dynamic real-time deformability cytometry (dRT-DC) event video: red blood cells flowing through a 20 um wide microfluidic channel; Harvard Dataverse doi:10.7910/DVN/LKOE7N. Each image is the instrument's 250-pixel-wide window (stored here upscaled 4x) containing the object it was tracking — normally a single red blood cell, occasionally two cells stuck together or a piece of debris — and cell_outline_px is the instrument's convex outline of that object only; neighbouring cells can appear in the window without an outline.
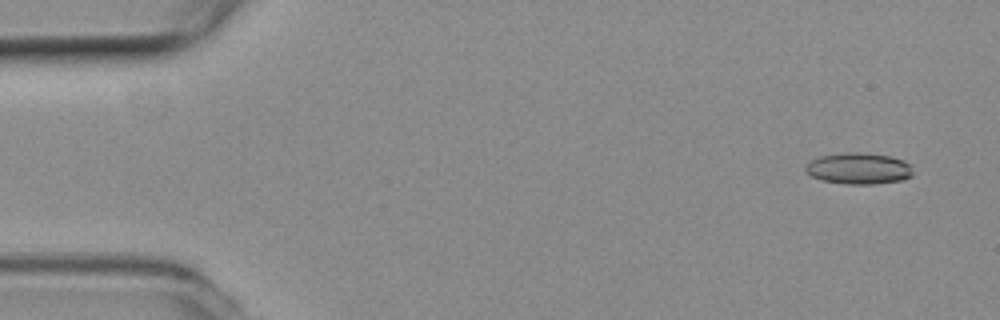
{"species": "common noctule bat (a hibernating species)", "species_latin": "Nyctalus noctula", "temperature_condition": "room temperature", "stored_images_in_passage": 4, "camera_frame_rate_fps": 3000, "um_per_image_px": 0.085, "animal": {"sex": "female", "body_mass_g": 19.3, "forearm_length_mm": 54.1}, "frame": {"image": 1, "passage_image": 1, "time_ms": 0.0, "image_size_px": [1000, 320], "cell_outline_px": [[912, 176], [900, 180], [872, 184], [844, 184], [820, 180], [804, 172], [804, 164], [820, 156], [848, 152], [856, 152], [892, 156], [904, 160], [912, 164]], "centroid_in_image_um": [72.97, 14.32], "position_along_channel_um": 12.0, "area_um2": 19.83}}